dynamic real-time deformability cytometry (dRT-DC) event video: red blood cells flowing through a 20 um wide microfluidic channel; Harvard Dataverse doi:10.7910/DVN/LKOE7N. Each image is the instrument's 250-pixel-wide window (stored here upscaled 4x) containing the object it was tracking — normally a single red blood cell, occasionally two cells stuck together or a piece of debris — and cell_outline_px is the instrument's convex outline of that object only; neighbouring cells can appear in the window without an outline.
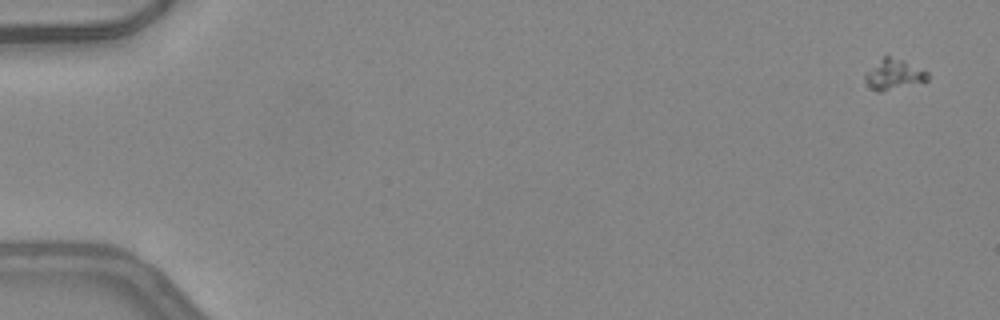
{"species": "common noctule bat (a hibernating species)", "species_latin": "Nyctalus noctula", "temperature_condition": "warm", "stored_images_in_passage": 49, "camera_frame_rate_fps": 3000, "um_per_image_px": 0.085, "animal": {"sex": "female", "body_mass_g": 24.6, "forearm_length_mm": 56.2}, "frame": {"image": 1, "passage_image": 1, "time_ms": 0.0, "image_size_px": [1000, 320], "cell_outline_px": [[928, 80], [880, 92], [876, 92], [864, 80], [864, 76], [884, 56], [888, 56], [904, 60], [928, 72]], "centroid_in_image_um": [75.99, 6.33], "position_along_channel_um": 9.0, "area_um2": 10.64}}
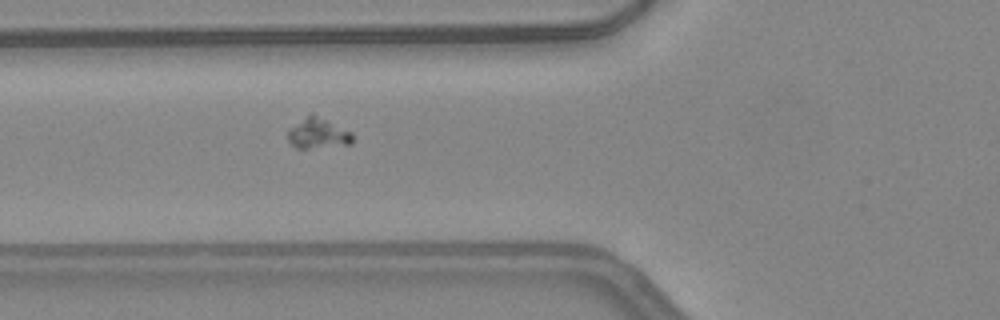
{"frame": {"image": 2, "passage_image": 19, "time_ms": 6.0, "image_size_px": [1000, 320], "cell_outline_px": [[352, 144], [308, 148], [296, 148], [288, 140], [288, 128], [312, 112], [352, 132]], "centroid_in_image_um": [27.02, 11.32], "position_along_channel_um": 98.8, "area_um2": 11.5}}
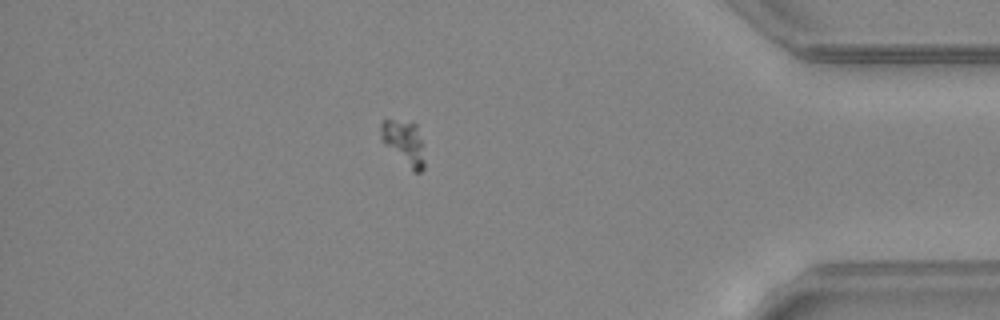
{"frame": {"image": 3, "passage_image": 43, "time_ms": 14.0, "image_size_px": [1000, 320], "cell_outline_px": [[424, 168], [420, 172], [412, 172], [380, 140], [380, 124], [384, 120], [392, 120], [416, 124], [420, 140], [424, 160]], "centroid_in_image_um": [34.3, 12.16], "position_along_channel_um": 400.9, "area_um2": 11.16}}